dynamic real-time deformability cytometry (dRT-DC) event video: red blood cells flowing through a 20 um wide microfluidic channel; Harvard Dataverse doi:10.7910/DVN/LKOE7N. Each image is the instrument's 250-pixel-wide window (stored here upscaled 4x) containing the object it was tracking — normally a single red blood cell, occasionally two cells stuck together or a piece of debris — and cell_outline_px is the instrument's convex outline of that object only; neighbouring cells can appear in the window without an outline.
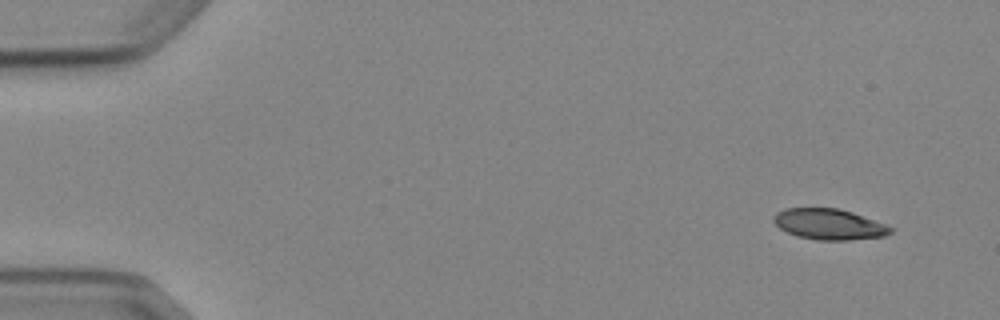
{"species": "Egyptian fruit bat (a non-hibernating species)", "species_latin": "Rousettus aegyptiacus", "temperature_condition": "cold", "stored_images_in_passage": 5, "camera_frame_rate_fps": 3000, "um_per_image_px": 0.085, "animal": {"sex": "female"}, "frame": {"image": 1, "passage_image": 1, "time_ms": 0.0, "image_size_px": [1000, 320], "cell_outline_px": [[896, 228], [892, 232], [884, 236], [848, 240], [816, 240], [796, 236], [780, 228], [772, 220], [772, 216], [776, 212], [784, 208], [836, 208], [852, 212]], "centroid_in_image_um": [70.46, 19.06], "position_along_channel_um": 14.5, "area_um2": 21.04}}
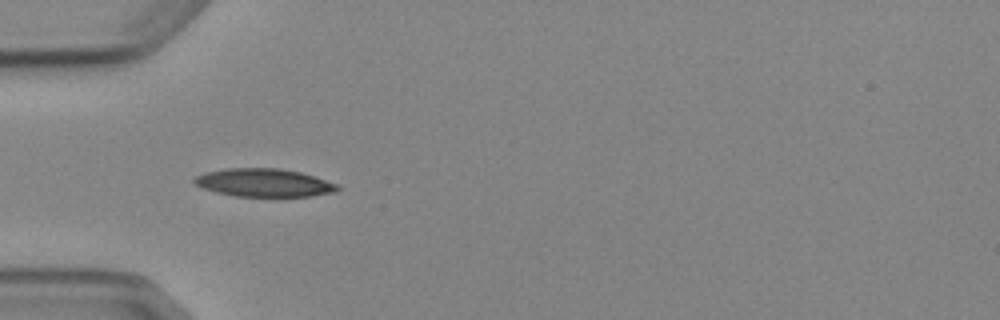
{"frame": {"image": 2, "passage_image": 4, "time_ms": 4.333, "image_size_px": [1000, 320], "cell_outline_px": [[340, 188], [336, 192], [308, 196], [236, 196], [216, 192], [204, 188], [196, 184], [192, 180], [196, 176], [204, 172], [228, 168], [280, 168], [300, 172], [336, 184]], "centroid_in_image_um": [22.41, 15.52], "position_along_channel_um": 62.6, "area_um2": 23.18}}
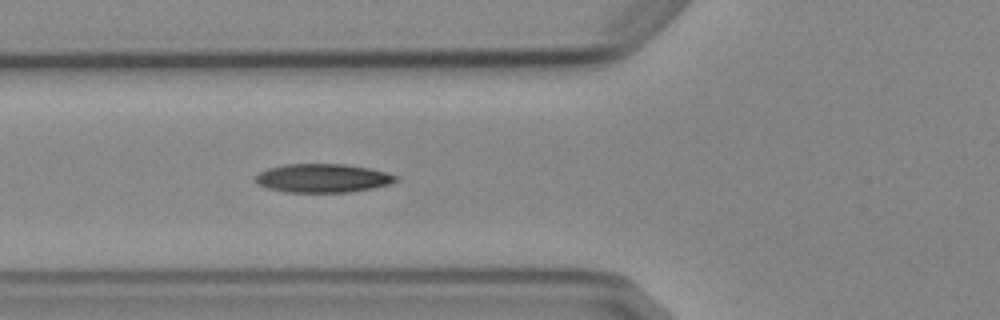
{"frame": {"image": 3, "passage_image": 5, "time_ms": 5.333, "image_size_px": [1000, 320], "cell_outline_px": [[400, 180], [388, 184], [372, 188], [352, 192], [288, 192], [268, 188], [256, 184], [256, 176], [260, 172], [268, 168], [284, 164], [344, 164], [368, 168], [400, 176]], "centroid_in_image_um": [27.45, 15.14], "position_along_channel_um": 98.4, "area_um2": 23.41}}